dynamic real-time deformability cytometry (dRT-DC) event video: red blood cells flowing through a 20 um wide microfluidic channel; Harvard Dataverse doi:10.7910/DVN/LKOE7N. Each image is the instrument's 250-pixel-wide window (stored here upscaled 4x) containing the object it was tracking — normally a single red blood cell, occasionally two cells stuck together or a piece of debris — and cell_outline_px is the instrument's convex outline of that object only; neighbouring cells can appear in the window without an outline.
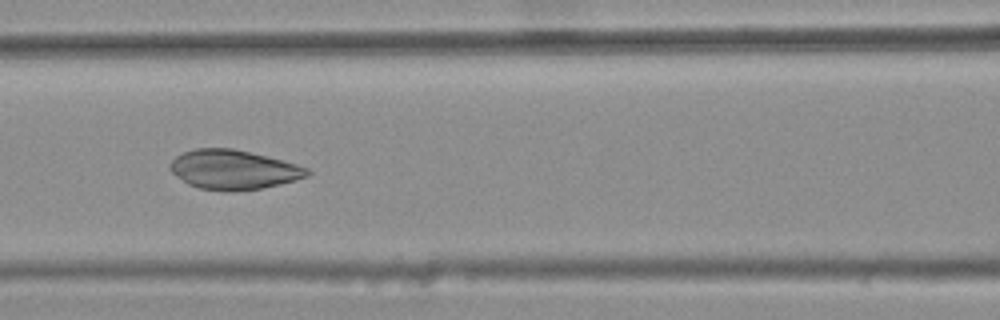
{"species": "common noctule bat (a hibernating species)", "species_latin": "Nyctalus noctula", "temperature_condition": "warm", "stored_images_in_passage": 7, "camera_frame_rate_fps": 3000, "um_per_image_px": 0.085, "animal": {"sex": "female", "body_mass_g": 25.1}, "frame": {"image": 1, "passage_image": 5, "time_ms": 1.333, "image_size_px": [1000, 320], "cell_outline_px": [[312, 172], [308, 176], [296, 180], [280, 184], [260, 188], [232, 192], [224, 192], [200, 188], [188, 184], [176, 176], [168, 168], [168, 164], [176, 156], [184, 152], [196, 148], [232, 148], [284, 160], [308, 168]], "centroid_in_image_um": [19.84, 14.42], "position_along_channel_um": 146.8, "area_um2": 31.67}}
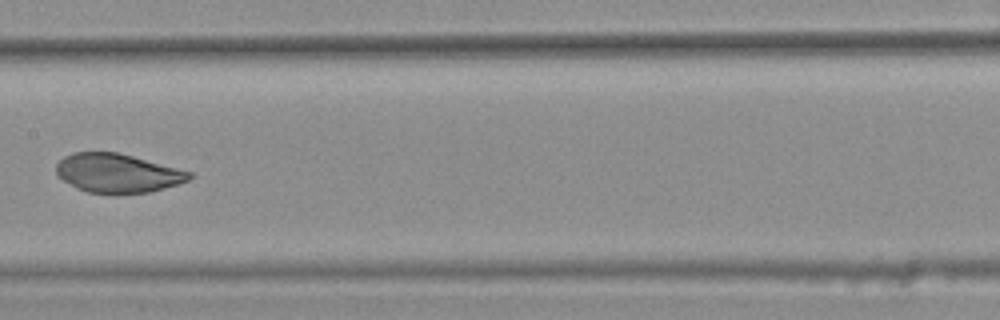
{"frame": {"image": 2, "passage_image": 6, "time_ms": 1.667, "image_size_px": [1000, 320], "cell_outline_px": [[196, 176], [180, 184], [152, 192], [88, 192], [76, 188], [56, 176], [56, 164], [64, 156], [72, 152], [116, 152], [132, 156], [192, 172]], "centroid_in_image_um": [9.99, 14.71], "position_along_channel_um": 197.4, "area_um2": 30.0}}
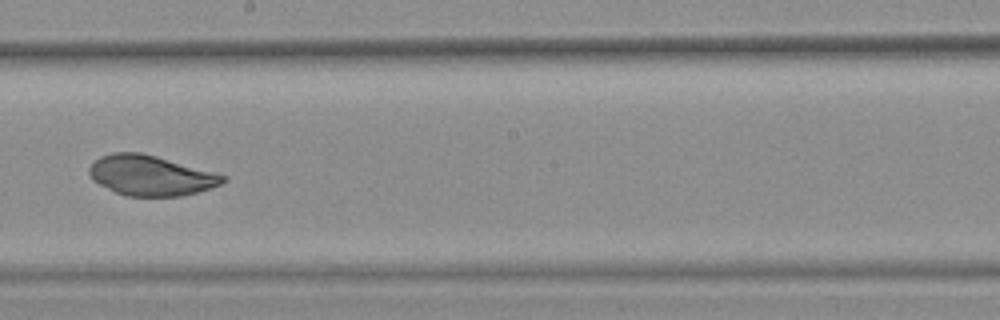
{"frame": {"image": 3, "passage_image": 7, "time_ms": 2.0, "image_size_px": [1000, 320], "cell_outline_px": [[228, 180], [220, 184], [196, 192], [180, 196], [124, 196], [92, 180], [88, 172], [88, 168], [100, 156], [112, 152], [140, 152], [156, 156], [228, 176]], "centroid_in_image_um": [12.79, 14.91], "position_along_channel_um": 235.4, "area_um2": 31.1}}